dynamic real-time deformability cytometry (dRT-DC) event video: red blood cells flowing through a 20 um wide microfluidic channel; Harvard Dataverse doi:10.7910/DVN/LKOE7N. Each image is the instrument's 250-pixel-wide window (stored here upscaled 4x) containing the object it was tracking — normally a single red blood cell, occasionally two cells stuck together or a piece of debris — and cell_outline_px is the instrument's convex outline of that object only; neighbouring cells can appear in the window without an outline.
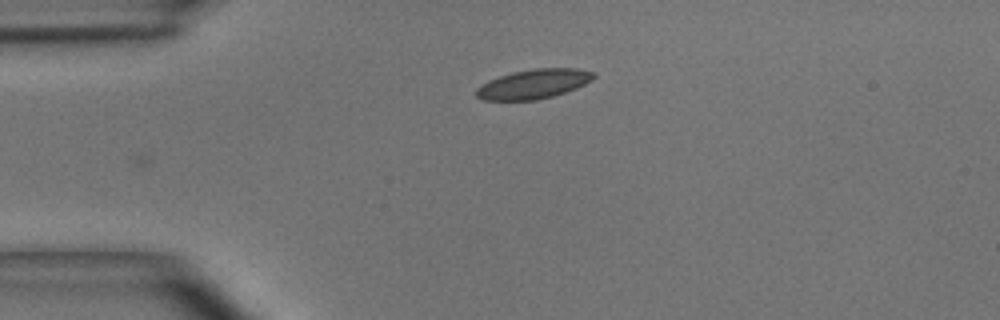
{"species": "common noctule bat (a hibernating species)", "species_latin": "Nyctalus noctula", "temperature_condition": "room temperature", "stored_images_in_passage": 27, "camera_frame_rate_fps": 3000, "um_per_image_px": 0.085, "animal": {"sex": "male", "body_mass_g": 15.6}, "frame": {"image": 1, "passage_image": 1, "time_ms": 0.0, "image_size_px": [1000, 320], "cell_outline_px": [[596, 76], [592, 80], [576, 88], [552, 96], [536, 100], [484, 100], [476, 96], [476, 88], [480, 84], [488, 80], [512, 72], [536, 68], [576, 68], [596, 72]], "centroid_in_image_um": [45.35, 7.13], "position_along_channel_um": 39.6, "area_um2": 20.17}}
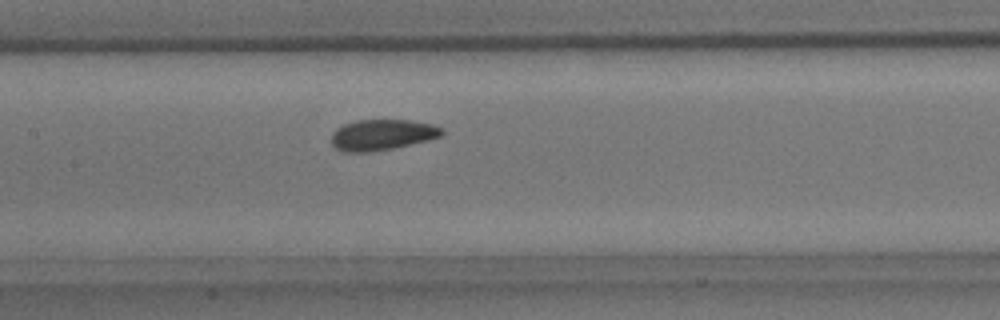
{"frame": {"image": 2, "passage_image": 13, "time_ms": 4.0, "image_size_px": [1000, 320], "cell_outline_px": [[444, 132], [440, 136], [428, 140], [392, 148], [368, 152], [340, 152], [332, 144], [332, 132], [336, 128], [344, 124], [356, 120], [412, 120], [432, 124], [444, 128]], "centroid_in_image_um": [32.47, 11.45], "position_along_channel_um": 174.9, "area_um2": 19.88}}
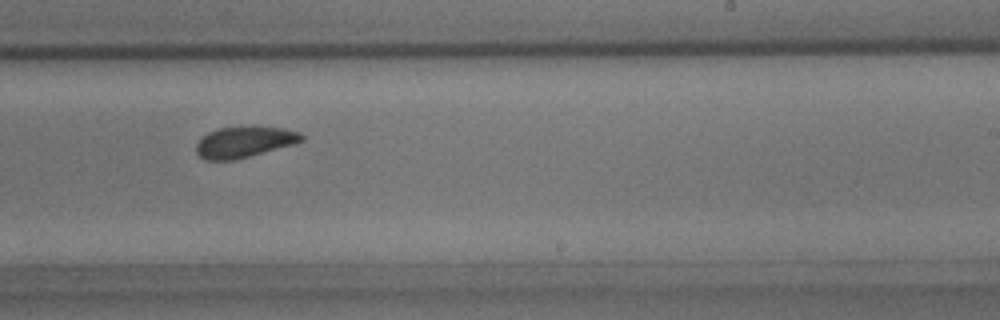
{"frame": {"image": 3, "passage_image": 20, "time_ms": 6.333, "image_size_px": [1000, 320], "cell_outline_px": [[304, 140], [292, 144], [236, 160], [204, 160], [196, 152], [196, 144], [208, 132], [220, 128], [252, 124], [284, 128], [300, 132], [304, 136]], "centroid_in_image_um": [20.78, 12.03], "position_along_channel_um": 268.2, "area_um2": 19.42}}